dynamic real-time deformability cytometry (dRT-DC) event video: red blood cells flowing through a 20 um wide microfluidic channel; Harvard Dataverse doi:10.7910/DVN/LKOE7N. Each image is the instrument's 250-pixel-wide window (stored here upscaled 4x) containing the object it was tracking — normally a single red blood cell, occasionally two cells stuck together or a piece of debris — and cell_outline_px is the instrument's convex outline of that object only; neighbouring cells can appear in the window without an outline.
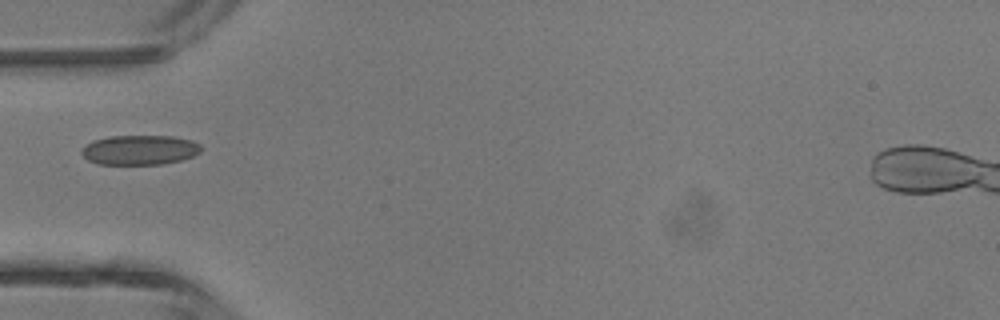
{"species": "common noctule bat (a hibernating species)", "species_latin": "Nyctalus noctula", "temperature_condition": "room temperature", "stored_images_in_passage": 2, "camera_frame_rate_fps": 3000, "um_per_image_px": 0.085, "animal": {"sex": "male", "body_mass_g": 13.3}, "frame": {"image": 1, "passage_image": 1, "time_ms": 0.0, "image_size_px": [1000, 320], "cell_outline_px": [[200, 152], [192, 156], [180, 160], [164, 164], [100, 164], [88, 160], [80, 152], [92, 140], [112, 136], [172, 136], [192, 140], [200, 144]], "centroid_in_image_um": [11.89, 12.74], "position_along_channel_um": 73.1, "area_um2": 20.52}}
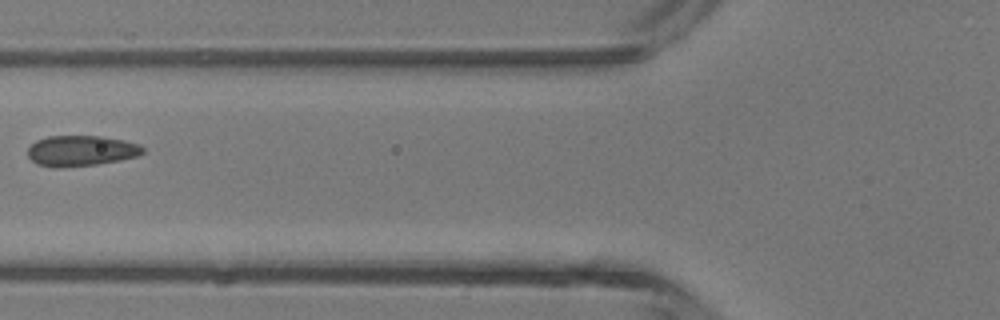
{"frame": {"image": 2, "passage_image": 2, "time_ms": 1.0, "image_size_px": [1000, 320], "cell_outline_px": [[144, 152], [136, 156], [120, 160], [96, 164], [56, 168], [36, 164], [28, 156], [28, 148], [36, 140], [48, 136], [104, 136], [124, 140], [140, 144], [144, 148]], "centroid_in_image_um": [6.89, 12.81], "position_along_channel_um": 118.9, "area_um2": 20.58}}